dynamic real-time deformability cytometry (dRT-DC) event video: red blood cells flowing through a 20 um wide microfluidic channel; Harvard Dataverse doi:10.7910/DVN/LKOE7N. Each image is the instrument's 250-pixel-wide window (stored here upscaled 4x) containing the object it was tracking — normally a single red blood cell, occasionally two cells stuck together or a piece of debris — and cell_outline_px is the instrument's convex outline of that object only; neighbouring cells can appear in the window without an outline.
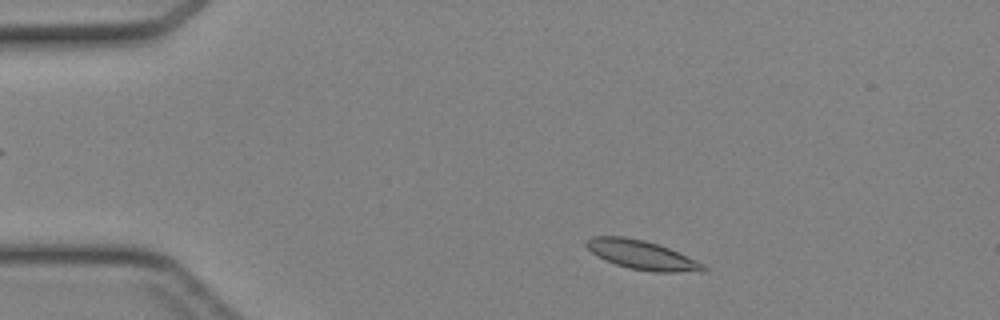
{"species": "Egyptian fruit bat (a non-hibernating species)", "species_latin": "Rousettus aegyptiacus", "temperature_condition": "cold", "stored_images_in_passage": 41, "camera_frame_rate_fps": 3000, "um_per_image_px": 0.085, "animal": {"sex": "female"}, "frame": {"image": 1, "passage_image": 4, "time_ms": 1.0, "image_size_px": [1000, 320], "cell_outline_px": [[708, 268], [704, 272], [652, 272], [628, 268], [604, 260], [592, 252], [584, 244], [592, 236], [624, 236], [644, 240], [668, 248], [696, 260], [704, 264]], "centroid_in_image_um": [54.57, 21.68], "position_along_channel_um": 30.4, "area_um2": 19.77}}
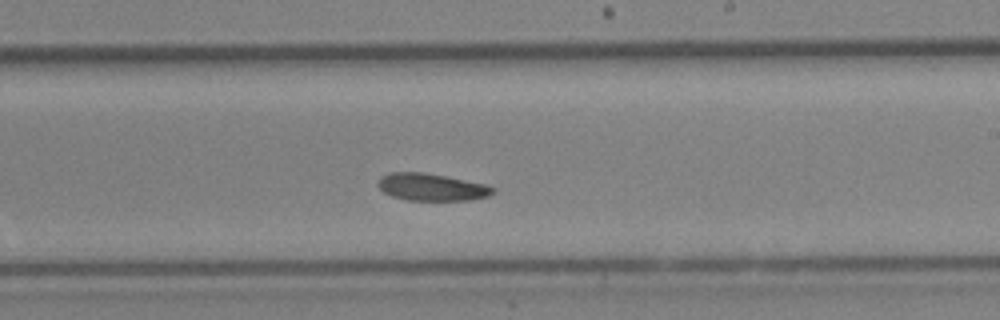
{"frame": {"image": 2, "passage_image": 23, "time_ms": 7.333, "image_size_px": [1000, 320], "cell_outline_px": [[496, 192], [488, 196], [468, 200], [408, 200], [392, 196], [384, 192], [376, 184], [380, 176], [388, 172], [424, 172], [484, 184], [496, 188]], "centroid_in_image_um": [36.65, 15.9], "position_along_channel_um": 252.3, "area_um2": 18.21}}
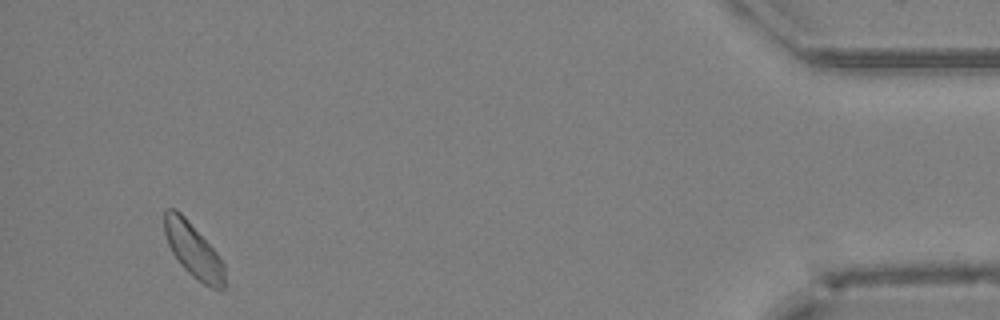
{"frame": {"image": 3, "passage_image": 39, "time_ms": 12.667, "image_size_px": [1000, 320], "cell_outline_px": [[224, 288], [212, 288], [204, 284], [192, 276], [180, 264], [172, 252], [168, 244], [164, 232], [164, 212], [168, 208], [176, 208], [188, 220], [216, 252], [224, 264]], "centroid_in_image_um": [16.4, 21.25], "position_along_channel_um": 418.8, "area_um2": 18.84}}